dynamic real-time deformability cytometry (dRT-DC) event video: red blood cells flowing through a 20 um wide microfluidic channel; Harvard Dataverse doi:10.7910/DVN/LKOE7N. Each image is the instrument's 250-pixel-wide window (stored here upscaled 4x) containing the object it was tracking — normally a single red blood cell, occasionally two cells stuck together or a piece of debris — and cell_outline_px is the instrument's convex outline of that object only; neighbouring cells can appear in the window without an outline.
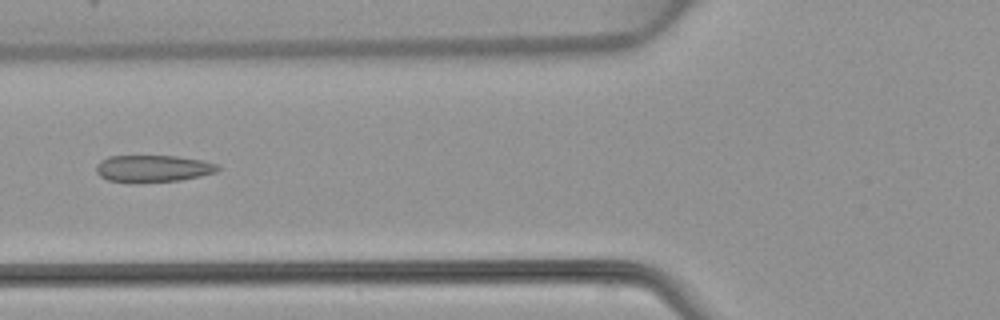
{"species": "common noctule bat (a hibernating species)", "species_latin": "Nyctalus noctula", "temperature_condition": "warm", "stored_images_in_passage": 6, "camera_frame_rate_fps": 3000, "um_per_image_px": 0.085, "animal": {"sex": "female", "body_mass_g": 22.7, "forearm_length_mm": 54.2}, "frame": {"image": 1, "passage_image": 6, "time_ms": 6.0, "image_size_px": [1000, 320], "cell_outline_px": [[220, 168], [216, 172], [200, 176], [180, 180], [136, 184], [132, 184], [108, 180], [100, 176], [96, 172], [96, 164], [100, 160], [108, 156], [176, 156], [200, 160], [220, 164]], "centroid_in_image_um": [12.97, 14.34], "position_along_channel_um": 112.8, "area_um2": 19.54}}